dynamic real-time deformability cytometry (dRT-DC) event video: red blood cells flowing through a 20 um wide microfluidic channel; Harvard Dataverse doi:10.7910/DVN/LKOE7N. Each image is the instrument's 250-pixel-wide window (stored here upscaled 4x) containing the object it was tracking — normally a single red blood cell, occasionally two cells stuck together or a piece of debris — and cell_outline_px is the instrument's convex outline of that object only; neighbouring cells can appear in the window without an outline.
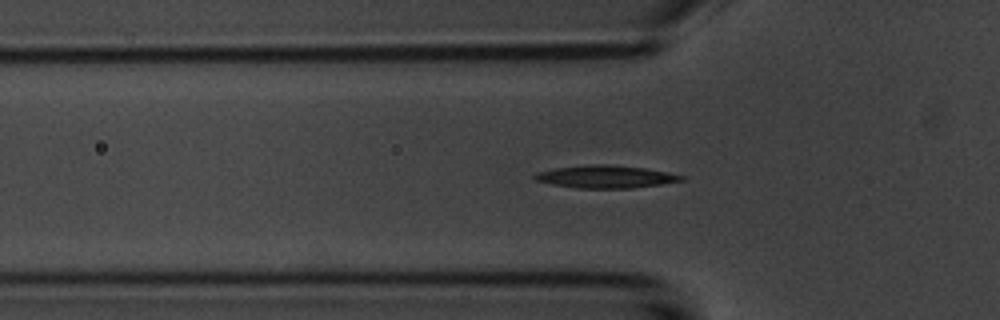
{"species": "common noctule bat (a hibernating species)", "species_latin": "Nyctalus noctula", "temperature_condition": "room temperature", "stored_images_in_passage": 54, "camera_frame_rate_fps": 3000, "um_per_image_px": 0.085, "animal": {"sex": "male", "body_mass_g": 20.1, "forearm_length_mm": 53.5}, "frame": {"image": 1, "passage_image": 16, "time_ms": 5.0, "image_size_px": [1000, 320], "cell_outline_px": [[684, 180], [660, 184], [632, 188], [576, 188], [552, 184], [536, 180], [532, 176], [536, 172], [556, 168], [592, 164], [608, 164], [644, 168], [668, 172], [684, 176]], "centroid_in_image_um": [51.47, 15.02], "position_along_channel_um": 74.3, "area_um2": 19.19}}
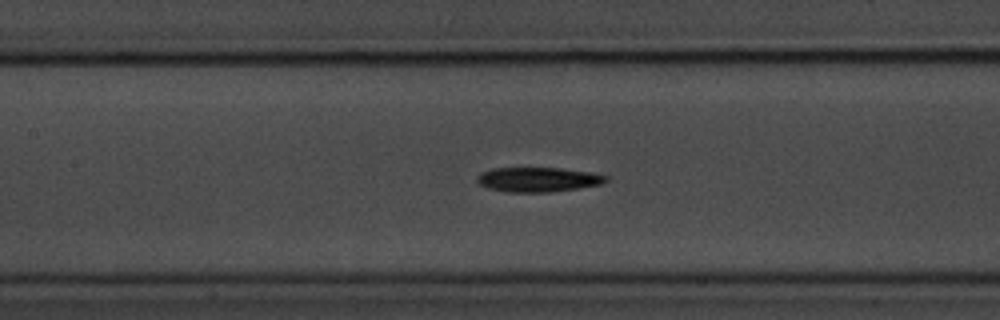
{"frame": {"image": 2, "passage_image": 23, "time_ms": 7.333, "image_size_px": [1000, 320], "cell_outline_px": [[608, 180], [600, 184], [576, 188], [548, 192], [508, 192], [488, 188], [480, 184], [476, 180], [476, 176], [480, 172], [492, 168], [560, 168], [588, 172], [608, 176]], "centroid_in_image_um": [45.67, 15.25], "position_along_channel_um": 161.7, "area_um2": 18.32}}
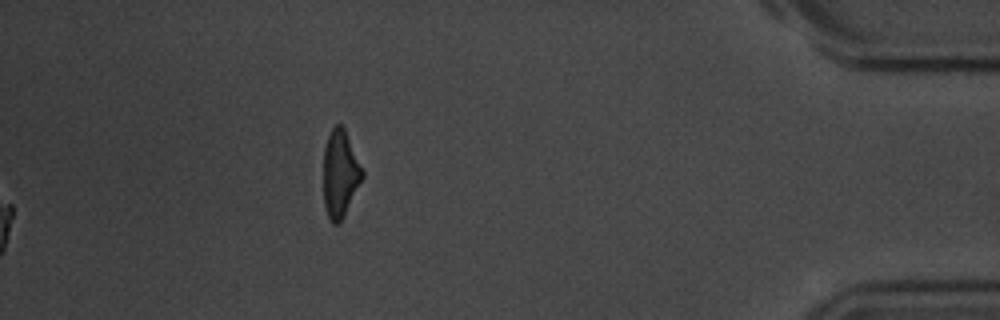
{"frame": {"image": 3, "passage_image": 54, "time_ms": 17.667, "image_size_px": [1000, 320], "cell_outline_px": [[364, 176], [344, 216], [336, 224], [332, 224], [328, 216], [324, 204], [324, 148], [328, 136], [332, 128], [336, 124], [340, 124], [344, 128], [364, 172]], "centroid_in_image_um": [28.91, 14.77], "position_along_channel_um": 406.3, "area_um2": 19.48}, "authors_computed_cell_mechanics": {"area_um2": 18.0336, "velocity_mm_per_s": 3.707, "shape_relaxation_time_tau1_ms": 4.4249, "shape_relaxation_time_tau2_ms": 4.519, "deformation_change_tau1": 0.17, "deformation_change_tau2": 0.1443}}